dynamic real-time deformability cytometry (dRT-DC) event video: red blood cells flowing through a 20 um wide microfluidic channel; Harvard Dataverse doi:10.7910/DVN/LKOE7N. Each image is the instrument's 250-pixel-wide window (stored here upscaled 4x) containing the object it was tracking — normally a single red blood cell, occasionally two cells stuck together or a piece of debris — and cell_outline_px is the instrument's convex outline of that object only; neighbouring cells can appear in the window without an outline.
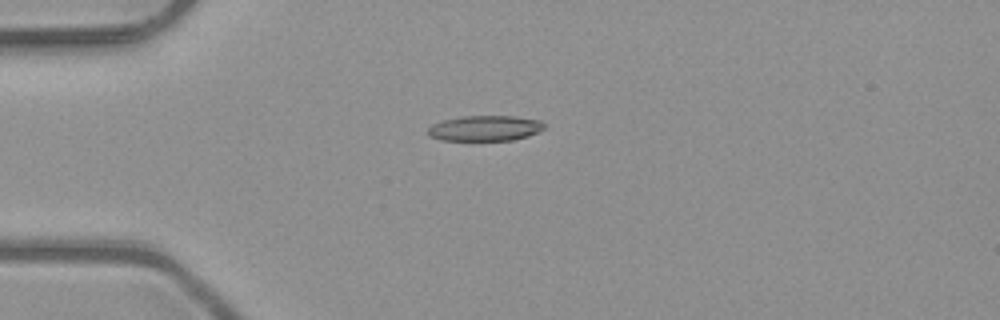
{"species": "common noctule bat (a hibernating species)", "species_latin": "Nyctalus noctula", "temperature_condition": "room temperature", "stored_images_in_passage": 7, "camera_frame_rate_fps": 3000, "um_per_image_px": 0.085, "animal": {"sex": "male", "body_mass_g": 23.1, "forearm_length_mm": 52.7}, "frame": {"image": 1, "passage_image": 4, "time_ms": 1.0, "image_size_px": [1000, 320], "cell_outline_px": [[544, 128], [528, 136], [512, 140], [440, 140], [428, 136], [428, 128], [432, 124], [444, 120], [460, 116], [512, 116], [540, 120], [544, 124]], "centroid_in_image_um": [41.19, 10.9], "position_along_channel_um": 43.8, "area_um2": 17.17}}
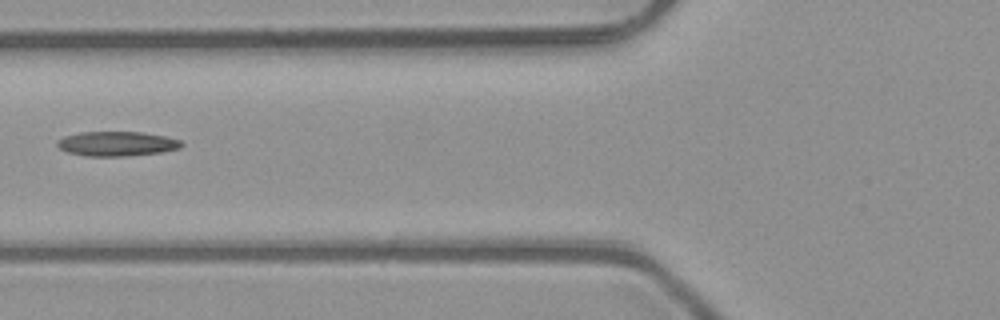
{"frame": {"image": 2, "passage_image": 6, "time_ms": 1.667, "image_size_px": [1000, 320], "cell_outline_px": [[184, 144], [180, 148], [160, 152], [124, 156], [84, 156], [68, 152], [60, 148], [56, 144], [56, 140], [64, 136], [80, 132], [140, 132], [164, 136], [180, 140]], "centroid_in_image_um": [9.9, 12.21], "position_along_channel_um": 115.9, "area_um2": 17.74}}
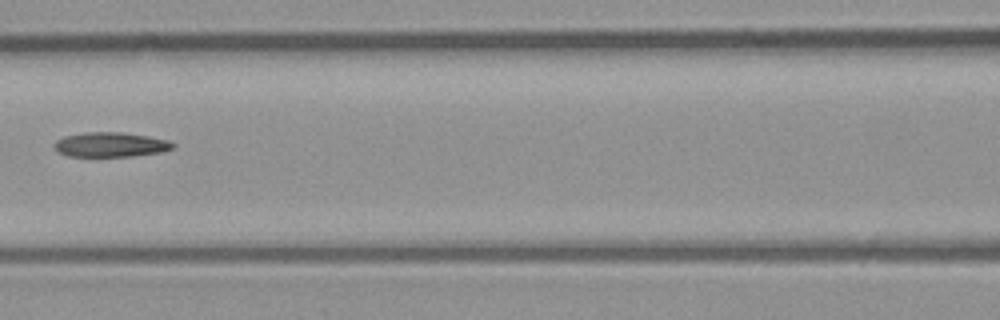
{"frame": {"image": 3, "passage_image": 7, "time_ms": 2.0, "image_size_px": [1000, 320], "cell_outline_px": [[176, 144], [172, 148], [160, 152], [132, 156], [68, 156], [60, 152], [52, 144], [56, 140], [64, 136], [84, 132], [124, 132], [148, 136], [168, 140]], "centroid_in_image_um": [9.39, 12.28], "position_along_channel_um": 157.2, "area_um2": 16.99}}